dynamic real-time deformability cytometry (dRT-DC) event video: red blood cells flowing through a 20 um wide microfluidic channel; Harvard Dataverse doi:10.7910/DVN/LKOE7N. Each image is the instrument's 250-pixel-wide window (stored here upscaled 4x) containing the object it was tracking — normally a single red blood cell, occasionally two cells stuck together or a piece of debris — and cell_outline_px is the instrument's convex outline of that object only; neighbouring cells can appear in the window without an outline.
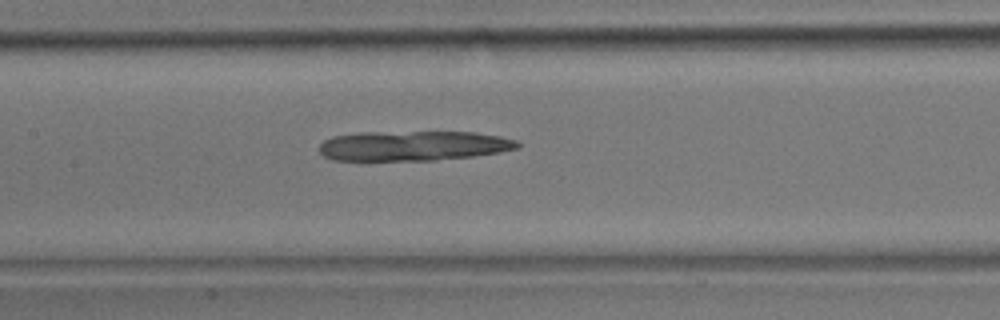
{"species": "common noctule bat (a hibernating species)", "species_latin": "Nyctalus noctula", "temperature_condition": "room temperature", "stored_images_in_passage": 38, "camera_frame_rate_fps": 3000, "um_per_image_px": 0.085, "animal": {"sex": "male", "body_mass_g": 17.9}, "frame": {"image": 1, "passage_image": 15, "time_ms": 4.667, "image_size_px": [1000, 320], "cell_outline_px": [[520, 148], [500, 152], [472, 156], [436, 160], [332, 160], [324, 156], [320, 152], [320, 144], [324, 140], [332, 136], [360, 132], [476, 132], [500, 136], [516, 140], [520, 144]], "centroid_in_image_um": [35.14, 12.39], "position_along_channel_um": 172.3, "area_um2": 34.62}}
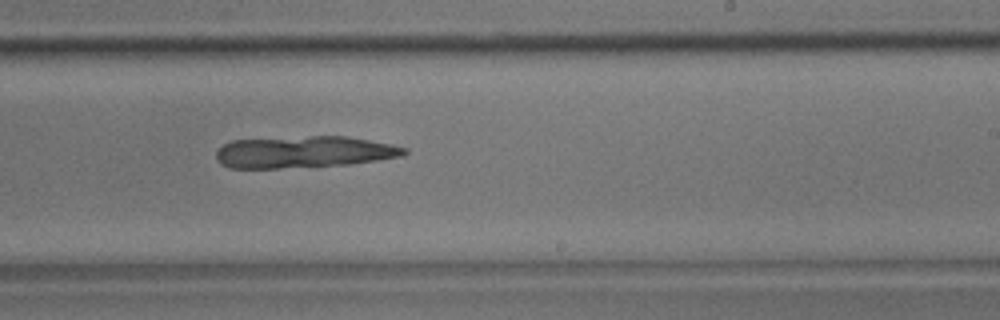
{"frame": {"image": 2, "passage_image": 21, "time_ms": 6.667, "image_size_px": [1000, 320], "cell_outline_px": [[408, 152], [400, 156], [376, 160], [348, 164], [280, 168], [228, 168], [220, 164], [216, 160], [216, 152], [224, 144], [232, 140], [312, 136], [348, 136], [392, 144], [408, 148]], "centroid_in_image_um": [25.82, 12.91], "position_along_channel_um": 263.2, "area_um2": 34.74}}
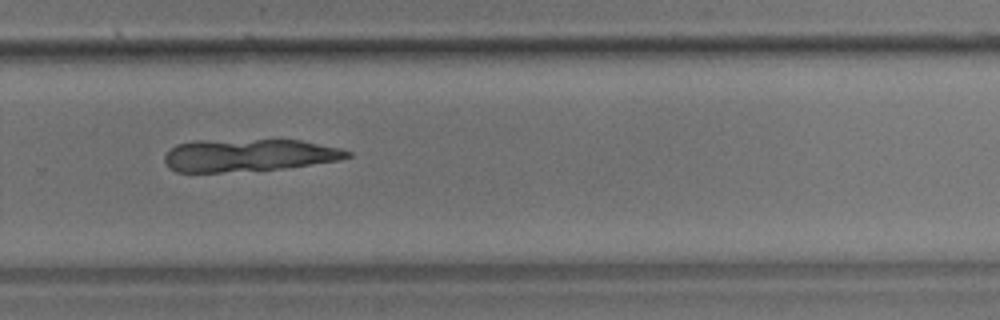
{"frame": {"image": 3, "passage_image": 24, "time_ms": 7.667, "image_size_px": [1000, 320], "cell_outline_px": [[352, 156], [340, 160], [288, 168], [220, 172], [176, 172], [168, 168], [164, 160], [164, 156], [176, 144], [196, 140], [300, 140], [340, 148], [352, 152]], "centroid_in_image_um": [21.14, 13.19], "position_along_channel_um": 308.7, "area_um2": 34.74}}